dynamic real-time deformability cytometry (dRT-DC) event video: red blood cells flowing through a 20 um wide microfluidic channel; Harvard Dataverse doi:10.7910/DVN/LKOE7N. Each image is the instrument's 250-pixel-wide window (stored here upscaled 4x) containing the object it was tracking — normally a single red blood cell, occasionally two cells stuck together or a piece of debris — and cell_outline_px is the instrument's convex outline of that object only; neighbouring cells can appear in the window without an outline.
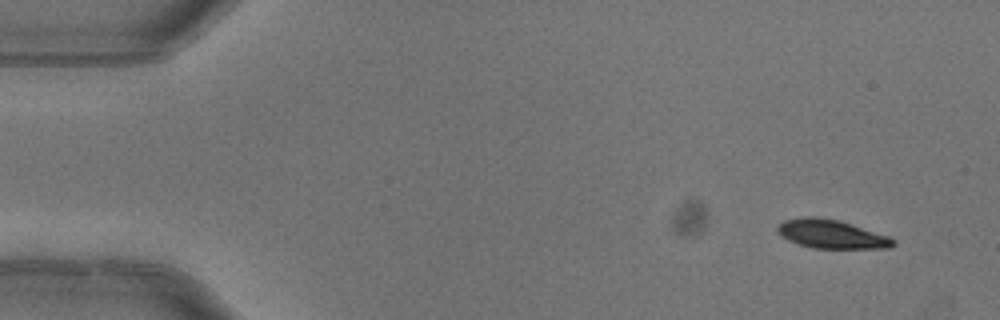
{"species": "common noctule bat (a hibernating species)", "species_latin": "Nyctalus noctula", "temperature_condition": "warm", "stored_images_in_passage": 4, "camera_frame_rate_fps": 3000, "um_per_image_px": 0.085, "animal": {"sex": "female"}, "frame": {"image": 1, "passage_image": 1, "time_ms": 0.0, "image_size_px": [1000, 320], "cell_outline_px": [[896, 244], [892, 248], [812, 248], [788, 240], [776, 228], [784, 220], [808, 216], [816, 216], [840, 220], [888, 236], [896, 240]], "centroid_in_image_um": [70.72, 19.89], "position_along_channel_um": 14.3, "area_um2": 19.19}}
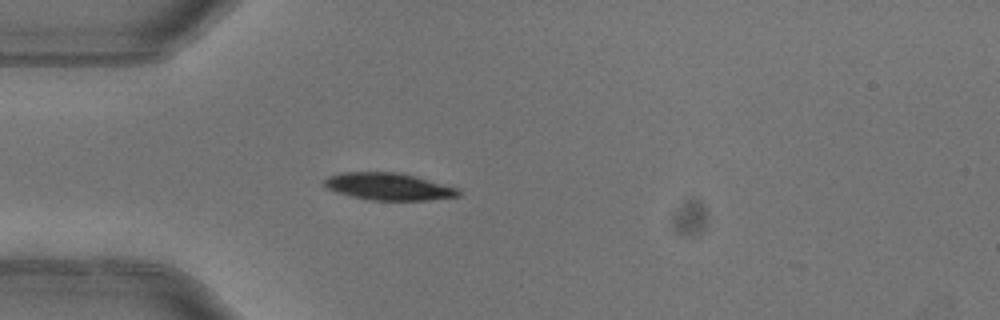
{"frame": {"image": 2, "passage_image": 4, "time_ms": 1.0, "image_size_px": [1000, 320], "cell_outline_px": [[460, 196], [428, 200], [368, 200], [336, 192], [324, 188], [320, 184], [328, 176], [344, 172], [396, 172], [416, 176], [456, 188], [460, 192]], "centroid_in_image_um": [32.95, 15.85], "position_along_channel_um": 52.0, "area_um2": 21.27}}